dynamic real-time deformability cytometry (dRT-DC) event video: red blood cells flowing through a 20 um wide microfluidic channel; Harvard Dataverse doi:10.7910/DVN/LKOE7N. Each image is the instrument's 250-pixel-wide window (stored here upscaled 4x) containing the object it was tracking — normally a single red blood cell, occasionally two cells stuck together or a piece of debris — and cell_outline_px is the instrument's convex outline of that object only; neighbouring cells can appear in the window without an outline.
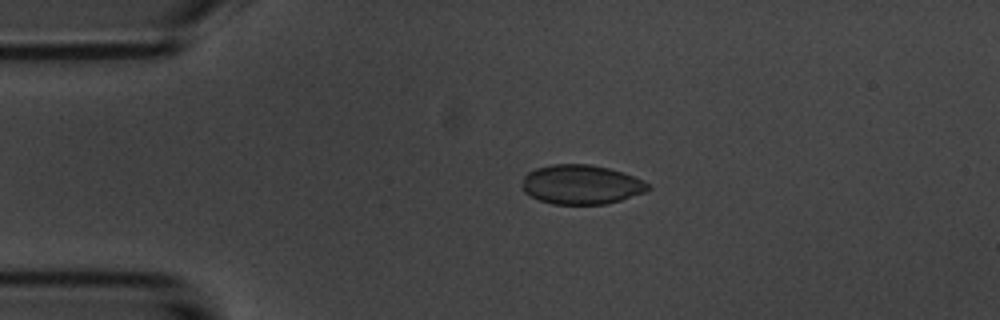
{"species": "common noctule bat (a hibernating species)", "species_latin": "Nyctalus noctula", "temperature_condition": "room temperature", "stored_images_in_passage": 2, "camera_frame_rate_fps": 3000, "um_per_image_px": 0.085, "animal": {"sex": "male", "body_mass_g": 20.1, "forearm_length_mm": 53.5}, "frame": {"image": 1, "passage_image": 1, "time_ms": 0.0, "image_size_px": [1000, 320], "cell_outline_px": [[652, 188], [648, 192], [620, 200], [604, 204], [552, 204], [540, 200], [524, 192], [520, 188], [524, 176], [528, 172], [536, 168], [552, 164], [588, 164], [608, 168], [644, 180], [652, 184]], "centroid_in_image_um": [49.42, 15.69], "position_along_channel_um": 35.6, "area_um2": 29.07}}